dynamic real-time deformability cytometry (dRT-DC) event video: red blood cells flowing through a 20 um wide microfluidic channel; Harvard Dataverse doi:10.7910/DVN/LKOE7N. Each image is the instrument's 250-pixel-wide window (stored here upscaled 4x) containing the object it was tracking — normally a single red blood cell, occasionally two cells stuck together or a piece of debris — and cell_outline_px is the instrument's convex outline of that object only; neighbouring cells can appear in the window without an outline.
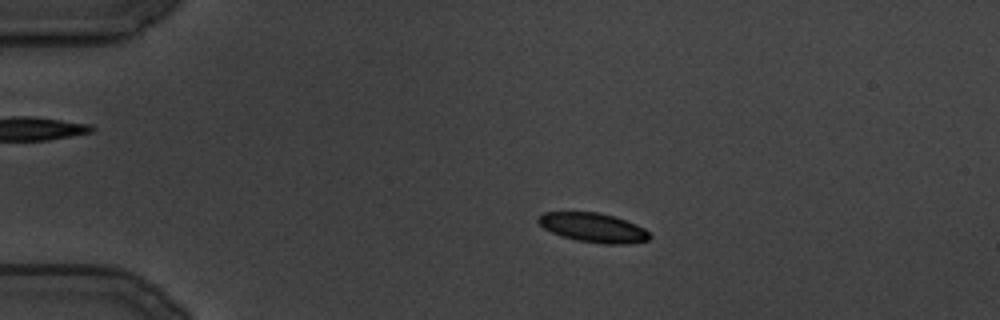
{"species": "common noctule bat (a hibernating species)", "species_latin": "Nyctalus noctula", "temperature_condition": "cold", "stored_images_in_passage": 125, "camera_frame_rate_fps": 3000, "um_per_image_px": 0.085, "animal": {"sex": "male", "body_mass_g": 19.5, "forearm_length_mm": 54.6}, "frame": {"image": 1, "passage_image": 27, "time_ms": 8.667, "image_size_px": [1000, 320], "cell_outline_px": [[652, 236], [648, 240], [624, 244], [604, 244], [576, 240], [560, 236], [544, 228], [536, 220], [536, 216], [544, 212], [600, 212], [636, 224], [644, 228]], "centroid_in_image_um": [50.39, 19.34], "position_along_channel_um": 34.6, "area_um2": 19.02}}
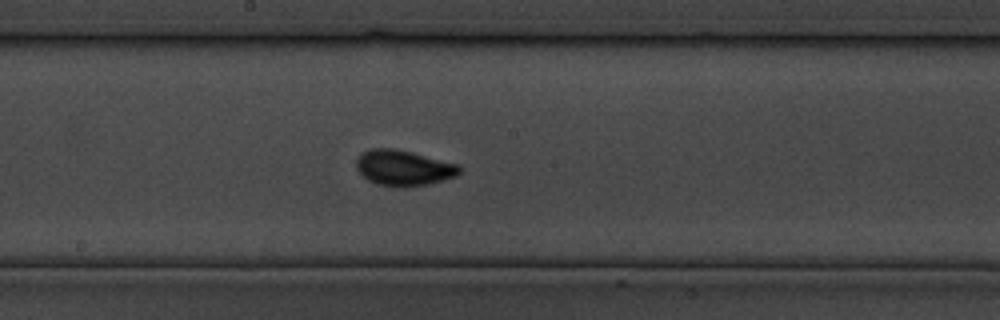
{"frame": {"image": 2, "passage_image": 69, "time_ms": 22.667, "image_size_px": [1000, 320], "cell_outline_px": [[460, 172], [456, 176], [428, 184], [408, 188], [404, 188], [380, 184], [368, 180], [356, 168], [356, 160], [360, 152], [368, 148], [392, 148], [412, 152], [460, 164]], "centroid_in_image_um": [34.3, 14.26], "position_along_channel_um": 213.9, "area_um2": 21.56}}
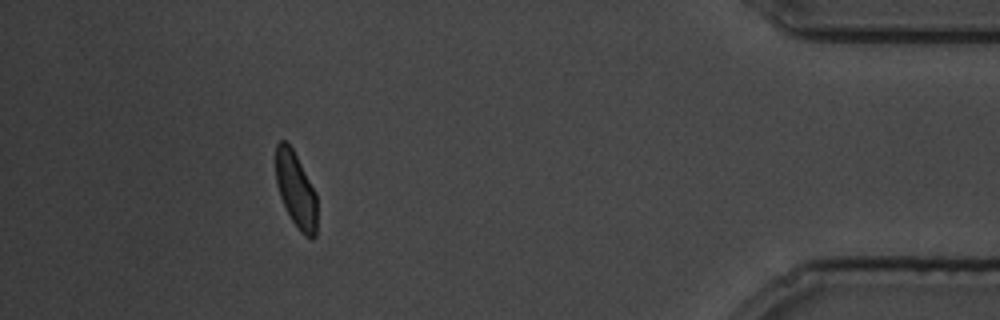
{"frame": {"image": 3, "passage_image": 114, "time_ms": 37.667, "image_size_px": [1000, 320], "cell_outline_px": [[316, 236], [312, 240], [304, 236], [300, 232], [292, 220], [280, 196], [276, 184], [276, 144], [280, 140], [284, 140], [292, 148], [316, 192]], "centroid_in_image_um": [25.15, 16.16], "position_along_channel_um": 410.0, "area_um2": 18.03}}